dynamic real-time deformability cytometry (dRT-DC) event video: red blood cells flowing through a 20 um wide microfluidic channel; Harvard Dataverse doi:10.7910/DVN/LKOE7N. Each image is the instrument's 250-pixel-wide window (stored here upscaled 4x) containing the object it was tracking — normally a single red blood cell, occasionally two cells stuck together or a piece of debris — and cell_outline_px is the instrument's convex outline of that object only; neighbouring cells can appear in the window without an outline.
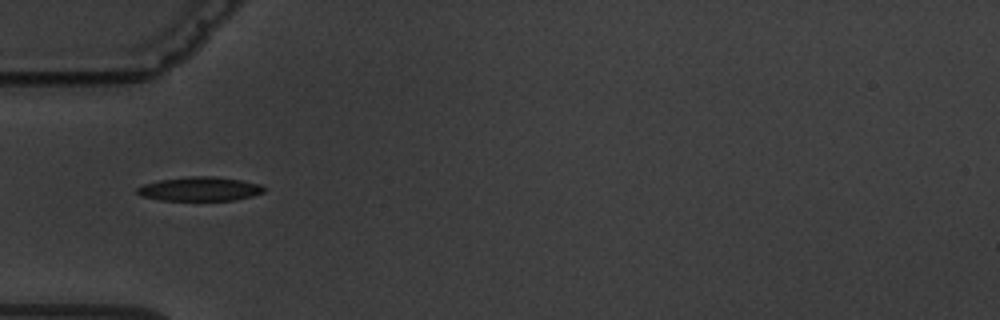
{"species": "common noctule bat (a hibernating species)", "species_latin": "Nyctalus noctula", "temperature_condition": "warm", "stored_images_in_passage": 3, "camera_frame_rate_fps": 3000, "um_per_image_px": 0.085, "animal": {"sex": "male", "body_mass_g": 19.5, "forearm_length_mm": 54.6}, "frame": {"image": 1, "passage_image": 1, "time_ms": 0.0, "image_size_px": [1000, 320], "cell_outline_px": [[268, 188], [264, 192], [252, 196], [236, 200], [160, 200], [140, 196], [136, 192], [136, 188], [144, 184], [160, 180], [188, 176], [216, 176], [240, 180], [260, 184]], "centroid_in_image_um": [17.0, 16.06], "position_along_channel_um": 68.0, "area_um2": 17.92}}
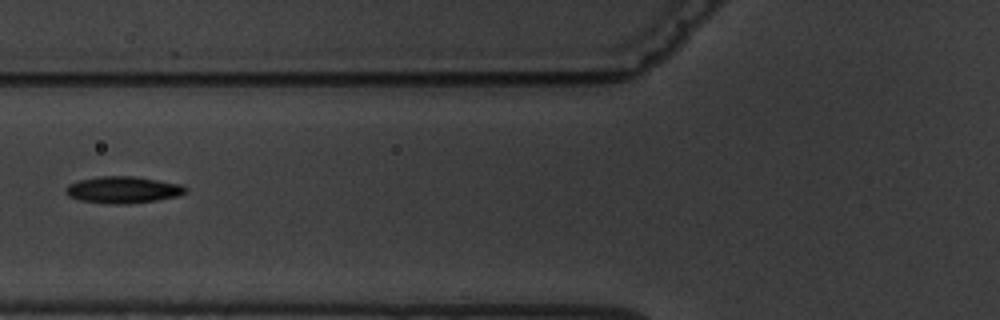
{"frame": {"image": 2, "passage_image": 2, "time_ms": 1.333, "image_size_px": [1000, 320], "cell_outline_px": [[188, 192], [176, 196], [156, 200], [128, 204], [112, 204], [80, 200], [68, 196], [64, 192], [68, 184], [80, 180], [100, 176], [136, 176], [180, 184], [188, 188]], "centroid_in_image_um": [10.46, 16.13], "position_along_channel_um": 115.3, "area_um2": 18.67}}
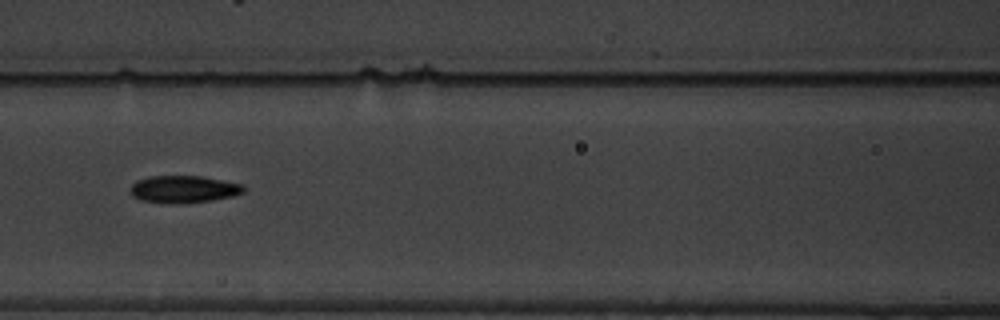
{"frame": {"image": 3, "passage_image": 3, "time_ms": 2.333, "image_size_px": [1000, 320], "cell_outline_px": [[244, 192], [232, 196], [212, 200], [180, 204], [172, 204], [140, 200], [132, 196], [132, 184], [136, 180], [148, 176], [200, 176], [244, 184]], "centroid_in_image_um": [15.6, 16.08], "position_along_channel_um": 151.0, "area_um2": 18.03}}